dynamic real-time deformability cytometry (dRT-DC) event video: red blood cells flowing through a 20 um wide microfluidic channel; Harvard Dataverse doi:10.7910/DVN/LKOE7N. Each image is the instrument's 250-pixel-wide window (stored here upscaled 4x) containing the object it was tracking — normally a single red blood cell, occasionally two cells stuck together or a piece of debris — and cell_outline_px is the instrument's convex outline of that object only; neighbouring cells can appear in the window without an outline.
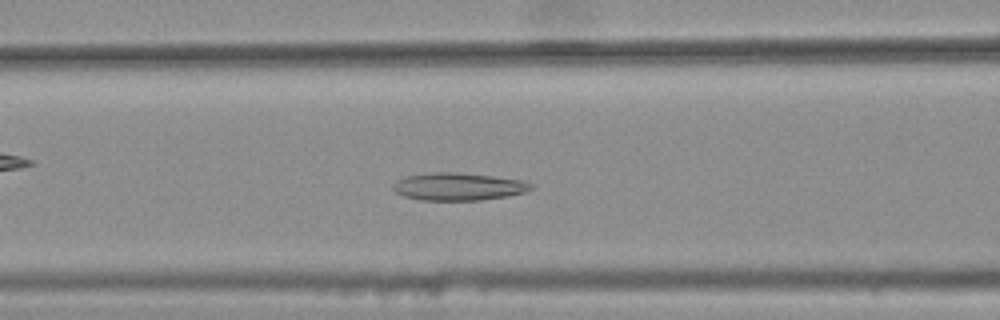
{"species": "common noctule bat (a hibernating species)", "species_latin": "Nyctalus noctula", "temperature_condition": "warm", "stored_images_in_passage": 39, "camera_frame_rate_fps": 3000, "um_per_image_px": 0.085, "animal": {"sex": "female", "body_mass_g": 25.1}, "frame": {"image": 1, "passage_image": 20, "time_ms": 6.333, "image_size_px": [1000, 320], "cell_outline_px": [[536, 188], [524, 192], [508, 196], [480, 200], [420, 200], [404, 196], [396, 192], [392, 188], [392, 184], [396, 180], [404, 176], [432, 172], [456, 172], [496, 176], [520, 180], [536, 184]], "centroid_in_image_um": [38.98, 15.85], "position_along_channel_um": 127.6, "area_um2": 22.48}}
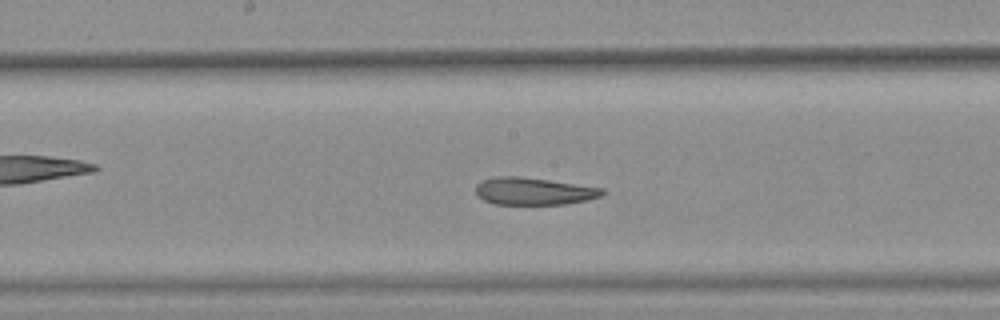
{"frame": {"image": 2, "passage_image": 26, "time_ms": 8.333, "image_size_px": [1000, 320], "cell_outline_px": [[604, 192], [600, 196], [588, 200], [564, 204], [492, 204], [476, 196], [476, 184], [480, 180], [496, 176], [520, 176], [604, 188]], "centroid_in_image_um": [45.31, 16.25], "position_along_channel_um": 202.9, "area_um2": 20.23}}
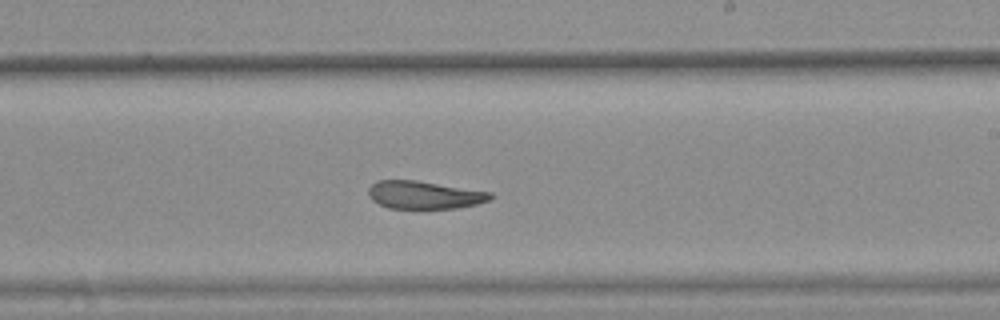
{"frame": {"image": 3, "passage_image": 30, "time_ms": 9.667, "image_size_px": [1000, 320], "cell_outline_px": [[496, 196], [492, 200], [476, 204], [456, 208], [388, 208], [372, 200], [368, 196], [368, 188], [376, 180], [416, 180], [492, 192]], "centroid_in_image_um": [36.09, 16.56], "position_along_channel_um": 252.9, "area_um2": 19.94}}